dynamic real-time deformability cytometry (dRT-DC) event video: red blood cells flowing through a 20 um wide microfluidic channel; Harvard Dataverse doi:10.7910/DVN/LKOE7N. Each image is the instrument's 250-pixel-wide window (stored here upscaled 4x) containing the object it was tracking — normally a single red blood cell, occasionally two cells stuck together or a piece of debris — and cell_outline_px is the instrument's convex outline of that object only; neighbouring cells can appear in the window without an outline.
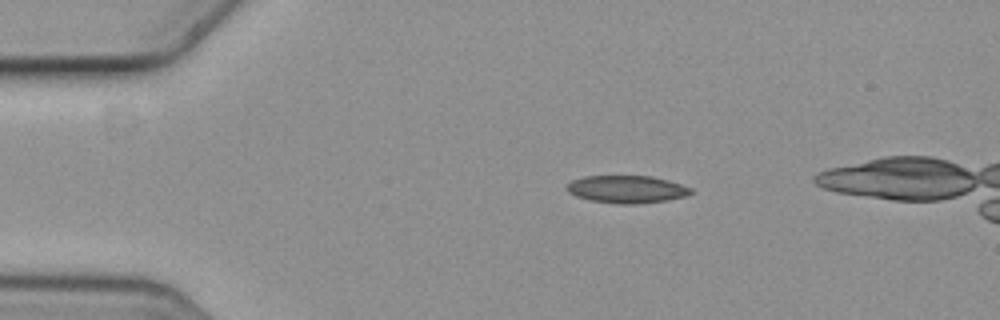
{"species": "common noctule bat (a hibernating species)", "species_latin": "Nyctalus noctula", "temperature_condition": "cold", "stored_images_in_passage": 5, "camera_frame_rate_fps": 3000, "um_per_image_px": 0.085, "animal": {"sex": "female", "body_mass_g": 19.3, "forearm_length_mm": 54.1}, "frame": {"image": 1, "passage_image": 2, "time_ms": 0.333, "image_size_px": [1000, 320], "cell_outline_px": [[692, 192], [684, 196], [664, 200], [636, 204], [616, 204], [592, 200], [576, 196], [568, 192], [568, 184], [572, 180], [584, 176], [652, 176], [668, 180], [692, 188]], "centroid_in_image_um": [53.26, 16.08], "position_along_channel_um": 31.7, "area_um2": 19.65}}
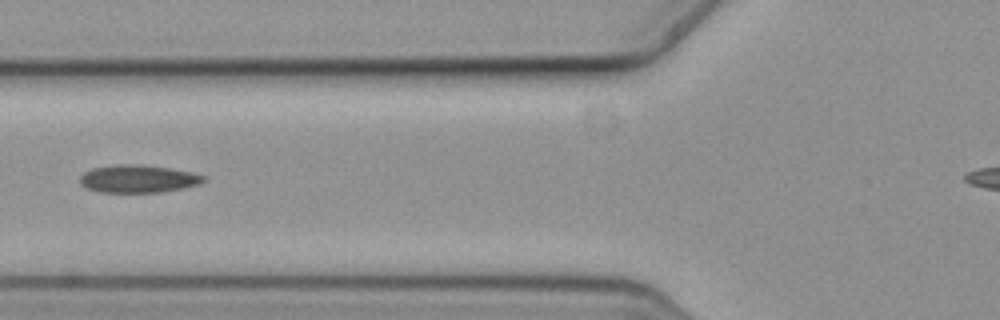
{"frame": {"image": 2, "passage_image": 5, "time_ms": 1.333, "image_size_px": [1000, 320], "cell_outline_px": [[204, 180], [200, 184], [184, 188], [160, 192], [100, 192], [88, 188], [80, 184], [80, 176], [84, 172], [92, 168], [116, 164], [140, 164], [168, 168], [192, 172], [204, 176]], "centroid_in_image_um": [11.72, 15.19], "position_along_channel_um": 114.1, "area_um2": 19.94}}